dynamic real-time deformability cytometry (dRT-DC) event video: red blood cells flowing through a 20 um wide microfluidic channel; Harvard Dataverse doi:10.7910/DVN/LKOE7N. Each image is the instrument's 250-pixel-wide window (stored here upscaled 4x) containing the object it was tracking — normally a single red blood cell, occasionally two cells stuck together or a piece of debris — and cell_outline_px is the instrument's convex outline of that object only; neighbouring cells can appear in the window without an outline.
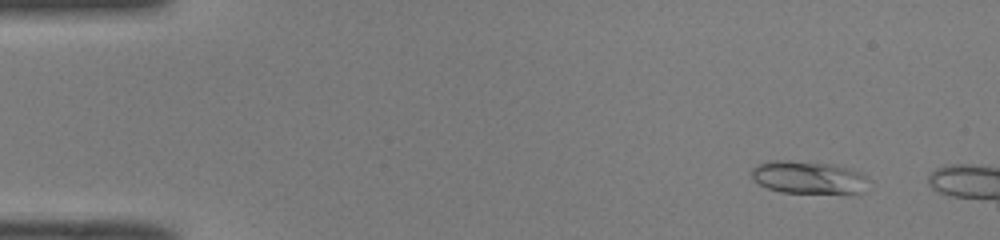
{"species": "common noctule bat (a hibernating species)", "species_latin": "Nyctalus noctula", "temperature_condition": "room temperature", "stored_images_in_passage": 11, "camera_frame_rate_fps": 3000, "um_per_image_px": 0.085, "animal": {"sex": "male", "body_mass_g": 19.0, "forearm_length_mm": 50.8}, "frame": {"image": 1, "passage_image": 5, "time_ms": 1.333, "image_size_px": [1000, 240], "cell_outline_px": [[872, 180], [864, 192], [860, 196], [852, 196], [780, 192], [768, 188], [752, 180], [748, 172], [752, 168], [768, 160], [792, 160], [836, 164], [860, 172], [868, 176]], "centroid_in_image_um": [68.84, 15.13], "position_along_channel_um": 16.2, "area_um2": 23.99}}